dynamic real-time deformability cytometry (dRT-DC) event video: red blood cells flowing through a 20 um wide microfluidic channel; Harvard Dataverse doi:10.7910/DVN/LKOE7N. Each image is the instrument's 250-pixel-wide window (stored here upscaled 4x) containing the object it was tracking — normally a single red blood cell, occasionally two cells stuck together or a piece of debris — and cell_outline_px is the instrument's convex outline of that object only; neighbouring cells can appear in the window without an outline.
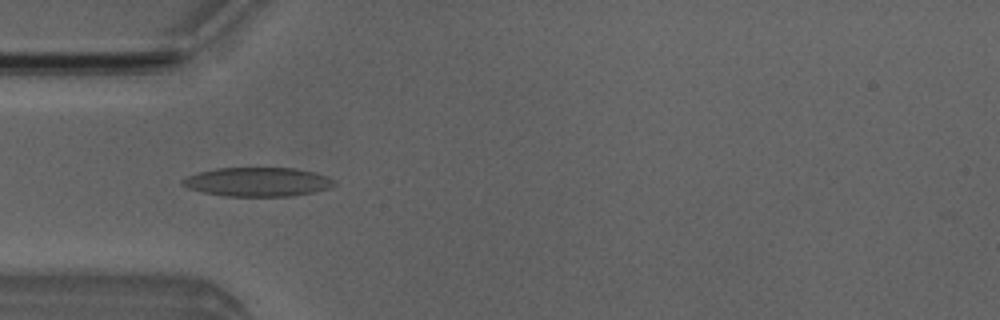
{"species": "Egyptian fruit bat (a non-hibernating species)", "species_latin": "Rousettus aegyptiacus", "temperature_condition": "room temperature", "stored_images_in_passage": 7, "camera_frame_rate_fps": 3000, "um_per_image_px": 0.085, "animal": {"sex": "male"}, "frame": {"image": 1, "passage_image": 4, "time_ms": 4.333, "image_size_px": [1000, 320], "cell_outline_px": [[336, 184], [328, 188], [312, 192], [292, 196], [224, 196], [204, 192], [188, 188], [180, 184], [180, 180], [188, 176], [200, 172], [216, 168], [292, 168], [312, 172], [328, 176], [336, 180]], "centroid_in_image_um": [21.89, 15.46], "position_along_channel_um": 63.1, "area_um2": 25.55}}
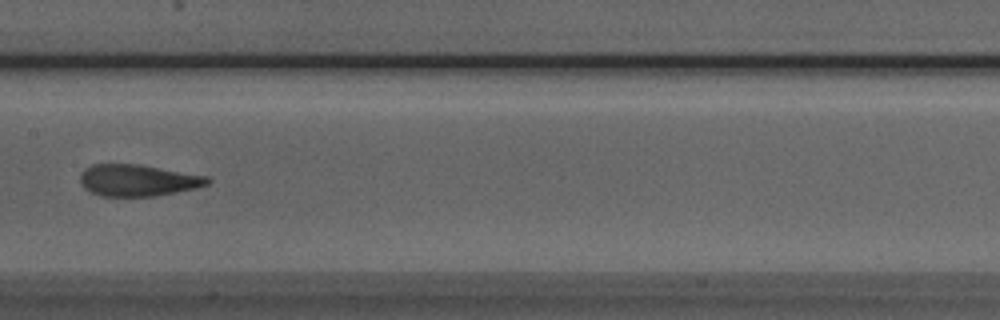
{"frame": {"image": 2, "passage_image": 7, "time_ms": 7.667, "image_size_px": [1000, 320], "cell_outline_px": [[212, 180], [208, 184], [176, 192], [156, 196], [100, 196], [84, 188], [80, 184], [80, 172], [84, 168], [92, 164], [140, 164], [208, 176]], "centroid_in_image_um": [11.68, 15.32], "position_along_channel_um": 195.7, "area_um2": 23.58}}